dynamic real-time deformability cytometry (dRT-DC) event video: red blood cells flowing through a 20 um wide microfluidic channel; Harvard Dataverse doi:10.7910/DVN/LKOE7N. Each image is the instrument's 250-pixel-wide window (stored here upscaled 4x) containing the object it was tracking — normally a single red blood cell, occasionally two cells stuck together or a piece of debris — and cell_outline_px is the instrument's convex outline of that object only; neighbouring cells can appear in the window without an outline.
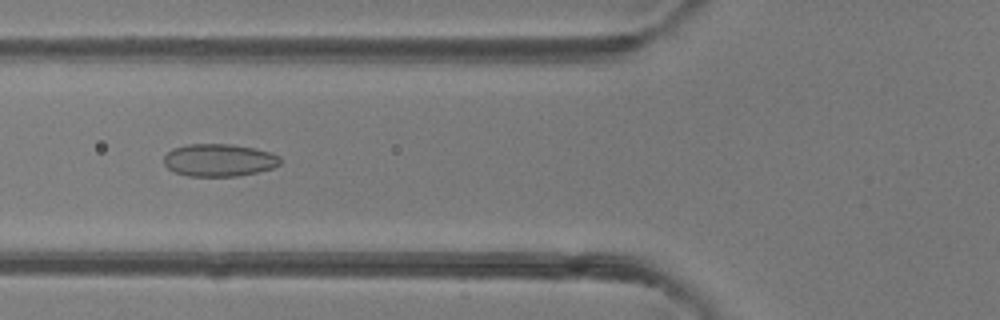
{"species": "common noctule bat (a hibernating species)", "species_latin": "Nyctalus noctula", "temperature_condition": "room temperature", "stored_images_in_passage": 49, "camera_frame_rate_fps": 3000, "um_per_image_px": 0.085, "animal": {"sex": "female"}, "frame": {"image": 1, "passage_image": 19, "time_ms": 6.0, "image_size_px": [1000, 320], "cell_outline_px": [[280, 164], [272, 168], [256, 172], [236, 176], [188, 176], [176, 172], [168, 168], [164, 164], [164, 156], [172, 148], [188, 144], [232, 144], [252, 148], [268, 152], [280, 156]], "centroid_in_image_um": [18.59, 13.61], "position_along_channel_um": 107.2, "area_um2": 21.91}}
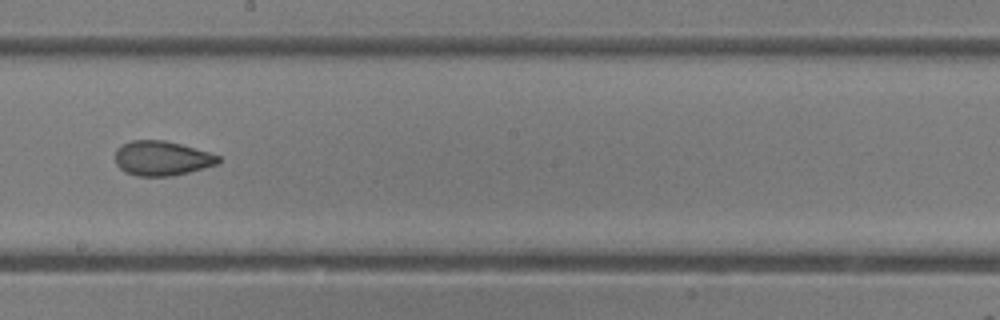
{"frame": {"image": 2, "passage_image": 28, "time_ms": 9.0, "image_size_px": [1000, 320], "cell_outline_px": [[220, 160], [216, 164], [204, 168], [172, 176], [136, 176], [124, 172], [116, 164], [116, 148], [132, 140], [164, 140], [180, 144], [208, 152], [220, 156]], "centroid_in_image_um": [13.73, 13.46], "position_along_channel_um": 234.5, "area_um2": 20.69}}
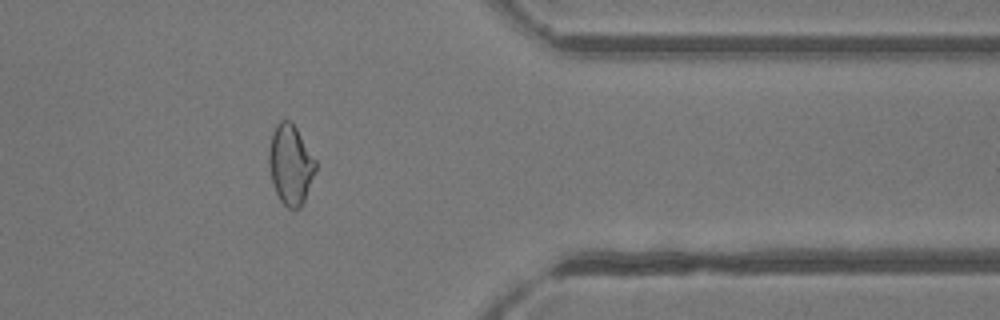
{"frame": {"image": 3, "passage_image": 40, "time_ms": 13.0, "image_size_px": [1000, 320], "cell_outline_px": [[316, 168], [304, 200], [300, 208], [288, 208], [280, 200], [276, 192], [268, 168], [268, 148], [272, 132], [276, 124], [280, 120], [288, 120], [296, 128], [316, 160]], "centroid_in_image_um": [24.66, 13.97], "position_along_channel_um": 386.7, "area_um2": 21.56}, "authors_computed_cell_mechanics": {"area_um2": 22.6576, "velocity_mm_per_s": 4.23, "shape_relaxation_time_tau1_ms": 6.8718, "shape_relaxation_time_tau2_ms": 1.2698, "deformation_change_tau1": 0.1372, "deformation_change_tau2": 0.0667}}